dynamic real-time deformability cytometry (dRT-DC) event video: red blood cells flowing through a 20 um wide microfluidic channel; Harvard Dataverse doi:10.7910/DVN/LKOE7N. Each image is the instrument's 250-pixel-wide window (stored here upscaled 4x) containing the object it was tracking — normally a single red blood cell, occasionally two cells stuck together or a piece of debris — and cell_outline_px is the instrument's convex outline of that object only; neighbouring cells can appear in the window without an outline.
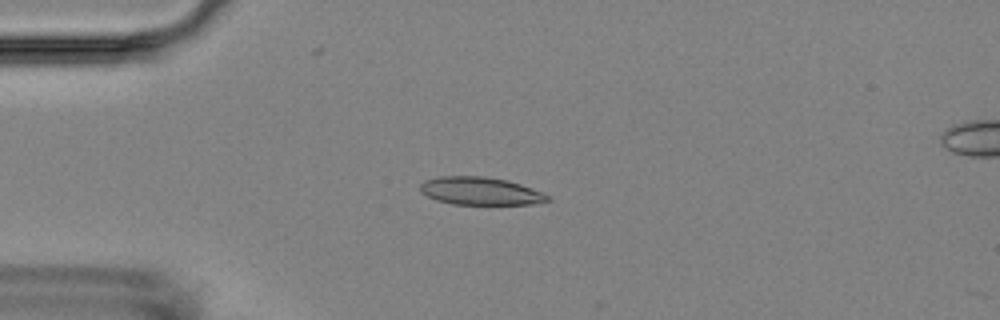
{"species": "Egyptian fruit bat (a non-hibernating species)", "species_latin": "Rousettus aegyptiacus", "temperature_condition": "room temperature", "stored_images_in_passage": 11, "camera_frame_rate_fps": 3000, "um_per_image_px": 0.085, "animal": {"sex": "female"}, "frame": {"image": 1, "passage_image": 4, "time_ms": 4.333, "image_size_px": [1000, 320], "cell_outline_px": [[552, 200], [532, 204], [452, 204], [436, 200], [420, 192], [420, 184], [424, 180], [440, 176], [484, 176], [508, 180], [520, 184], [540, 192], [548, 196]], "centroid_in_image_um": [40.79, 16.23], "position_along_channel_um": 44.2, "area_um2": 20.58}}
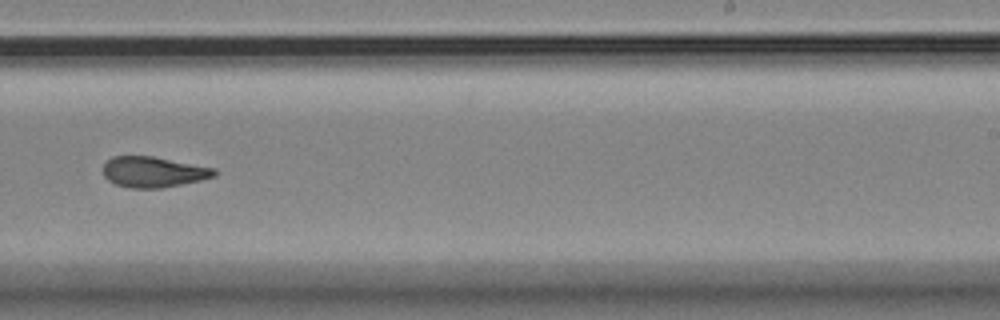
{"frame": {"image": 2, "passage_image": 10, "time_ms": 11.333, "image_size_px": [1000, 320], "cell_outline_px": [[220, 172], [216, 176], [200, 180], [160, 188], [132, 188], [116, 184], [108, 180], [104, 176], [104, 164], [112, 156], [152, 156], [216, 168]], "centroid_in_image_um": [13.07, 14.61], "position_along_channel_um": 275.9, "area_um2": 19.83}}
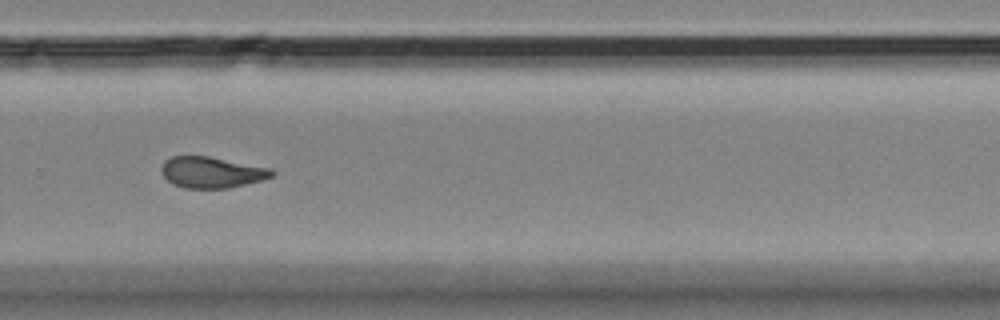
{"frame": {"image": 3, "passage_image": 11, "time_ms": 12.333, "image_size_px": [1000, 320], "cell_outline_px": [[276, 172], [272, 176], [264, 180], [228, 188], [184, 188], [172, 184], [160, 172], [160, 168], [164, 160], [172, 156], [208, 156], [272, 168]], "centroid_in_image_um": [17.99, 14.64], "position_along_channel_um": 311.8, "area_um2": 20.23}}